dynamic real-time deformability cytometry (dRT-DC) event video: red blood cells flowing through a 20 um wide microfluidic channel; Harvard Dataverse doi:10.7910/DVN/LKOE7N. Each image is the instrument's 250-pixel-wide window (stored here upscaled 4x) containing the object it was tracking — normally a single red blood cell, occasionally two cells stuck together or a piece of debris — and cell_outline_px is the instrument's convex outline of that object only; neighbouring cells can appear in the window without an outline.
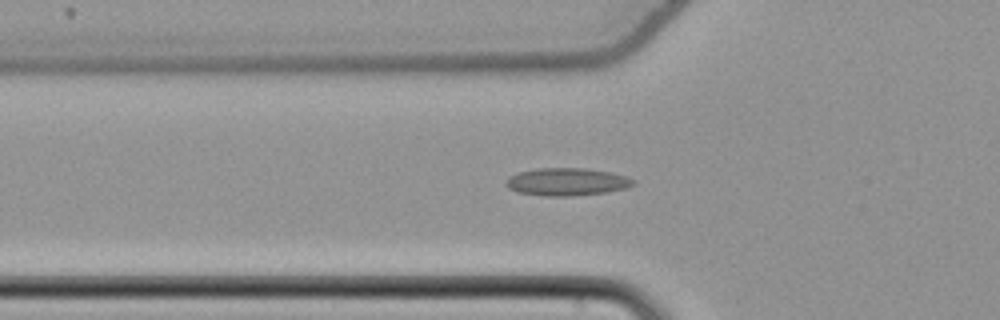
{"species": "common noctule bat (a hibernating species)", "species_latin": "Nyctalus noctula", "temperature_condition": "cold", "stored_images_in_passage": 50, "camera_frame_rate_fps": 3000, "um_per_image_px": 0.085, "animal": {"sex": "female", "body_mass_g": 22.7, "forearm_length_mm": 54.2}, "frame": {"image": 1, "passage_image": 20, "time_ms": 6.333, "image_size_px": [1000, 320], "cell_outline_px": [[636, 184], [624, 188], [604, 192], [572, 196], [544, 196], [516, 192], [508, 188], [504, 184], [504, 180], [508, 176], [520, 172], [536, 168], [584, 168], [612, 172], [636, 180]], "centroid_in_image_um": [48.13, 15.45], "position_along_channel_um": 77.7, "area_um2": 20.63}}
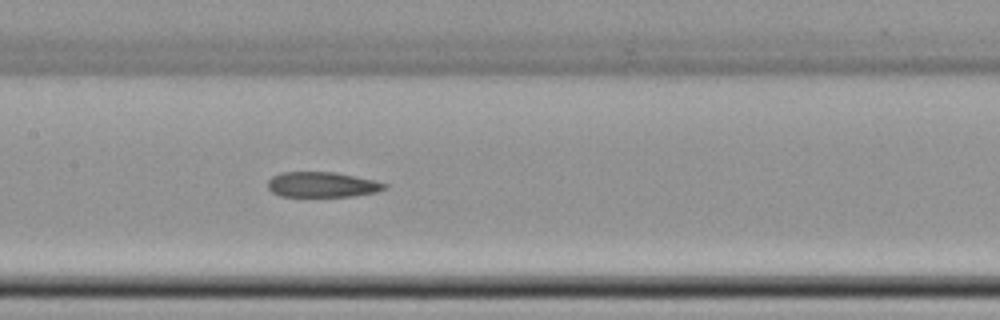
{"frame": {"image": 2, "passage_image": 28, "time_ms": 9.0, "image_size_px": [1000, 320], "cell_outline_px": [[388, 188], [376, 192], [352, 196], [280, 196], [272, 192], [268, 188], [268, 180], [272, 176], [280, 172], [332, 172], [376, 180], [388, 184]], "centroid_in_image_um": [27.39, 15.69], "position_along_channel_um": 180.0, "area_um2": 17.22}}
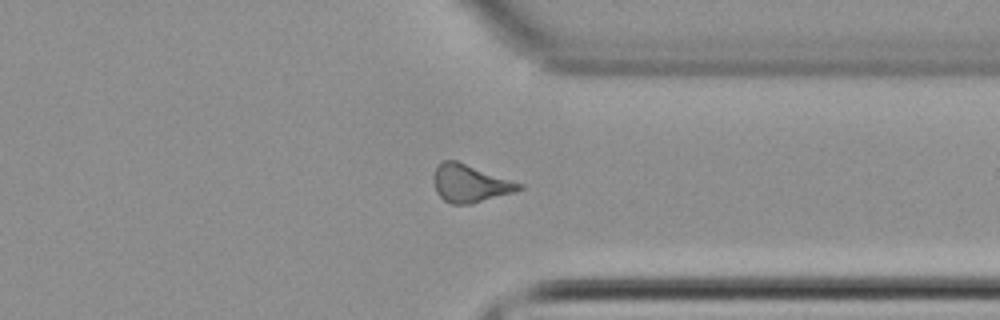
{"frame": {"image": 3, "passage_image": 43, "time_ms": 14.0, "image_size_px": [1000, 320], "cell_outline_px": [[524, 188], [516, 192], [472, 204], [452, 204], [444, 200], [436, 192], [432, 180], [432, 176], [436, 168], [444, 160], [456, 160], [524, 184]], "centroid_in_image_um": [39.97, 15.6], "position_along_channel_um": 371.4, "area_um2": 18.96}}